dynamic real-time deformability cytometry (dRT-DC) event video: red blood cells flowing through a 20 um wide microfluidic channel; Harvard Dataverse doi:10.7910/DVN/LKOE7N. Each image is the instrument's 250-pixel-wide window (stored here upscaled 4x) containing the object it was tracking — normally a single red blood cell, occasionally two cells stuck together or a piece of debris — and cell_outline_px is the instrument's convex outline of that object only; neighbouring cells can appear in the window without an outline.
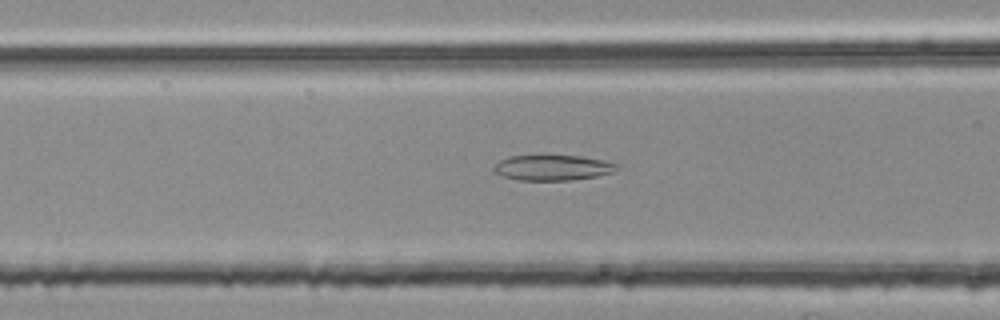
{"species": "common noctule bat (a hibernating species)", "species_latin": "Nyctalus noctula", "temperature_condition": "room temperature", "stored_images_in_passage": 55, "segment_of_instrument_passage": [2, 2], "camera_frame_rate_fps": 3000, "um_per_image_px": 0.085, "animal": {"sex": "female", "body_mass_g": 25.1}, "frame": {"image": 1, "passage_image": 22, "time_ms": 7.0, "image_size_px": [1000, 320], "cell_outline_px": [[620, 168], [616, 172], [600, 176], [572, 180], [520, 180], [500, 176], [492, 172], [492, 168], [500, 160], [508, 156], [584, 156], [604, 160], [620, 164]], "centroid_in_image_um": [47.03, 14.26], "position_along_channel_um": 119.6, "area_um2": 18.61}}
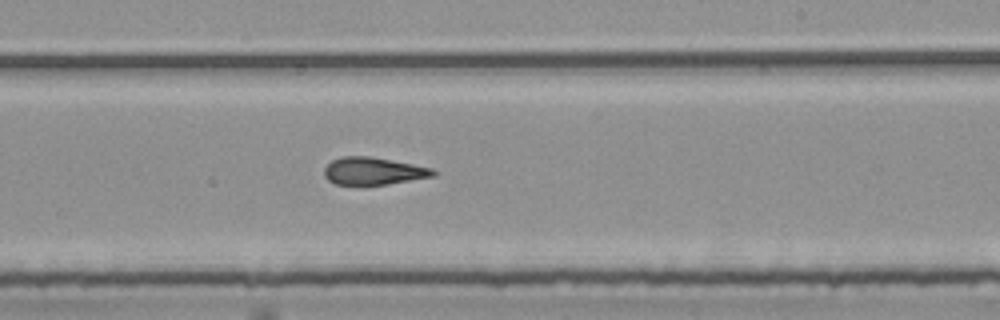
{"frame": {"image": 2, "passage_image": 33, "time_ms": 10.667, "image_size_px": [1000, 320], "cell_outline_px": [[436, 176], [388, 184], [336, 184], [328, 180], [324, 176], [324, 168], [332, 160], [340, 156], [368, 156], [412, 164], [432, 168], [436, 172]], "centroid_in_image_um": [31.73, 14.53], "position_along_channel_um": 257.3, "area_um2": 17.28}}
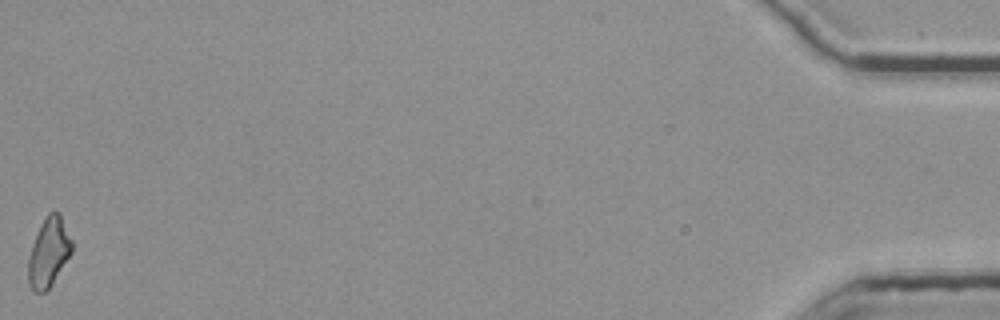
{"frame": {"image": 3, "passage_image": 55, "time_ms": 18.0, "image_size_px": [1000, 320], "cell_outline_px": [[72, 252], [48, 288], [44, 292], [32, 292], [28, 280], [28, 256], [32, 244], [48, 212], [60, 212], [72, 240]], "centroid_in_image_um": [4.14, 21.44], "position_along_channel_um": 431.1, "area_um2": 17.22}}